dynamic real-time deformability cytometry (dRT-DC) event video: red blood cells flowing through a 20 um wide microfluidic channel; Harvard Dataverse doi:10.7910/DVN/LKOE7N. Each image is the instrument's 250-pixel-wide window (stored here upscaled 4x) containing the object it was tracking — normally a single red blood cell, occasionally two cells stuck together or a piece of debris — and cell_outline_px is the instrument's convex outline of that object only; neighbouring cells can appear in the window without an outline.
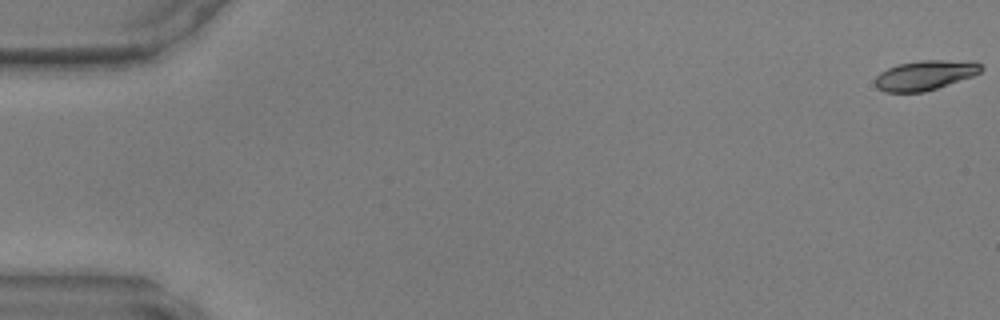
{"species": "common noctule bat (a hibernating species)", "species_latin": "Nyctalus noctula", "temperature_condition": "warm", "stored_images_in_passage": 10, "camera_frame_rate_fps": 3000, "um_per_image_px": 0.085, "animal": {"sex": "male", "body_mass_g": 17.9, "forearm_length_mm": 54.2}, "frame": {"image": 1, "passage_image": 1, "time_ms": 0.0, "image_size_px": [1000, 320], "cell_outline_px": [[984, 68], [980, 72], [972, 76], [924, 92], [884, 92], [876, 88], [876, 76], [880, 72], [896, 64], [920, 60], [972, 60], [980, 64]], "centroid_in_image_um": [78.63, 6.38], "position_along_channel_um": 6.4, "area_um2": 18.44}}